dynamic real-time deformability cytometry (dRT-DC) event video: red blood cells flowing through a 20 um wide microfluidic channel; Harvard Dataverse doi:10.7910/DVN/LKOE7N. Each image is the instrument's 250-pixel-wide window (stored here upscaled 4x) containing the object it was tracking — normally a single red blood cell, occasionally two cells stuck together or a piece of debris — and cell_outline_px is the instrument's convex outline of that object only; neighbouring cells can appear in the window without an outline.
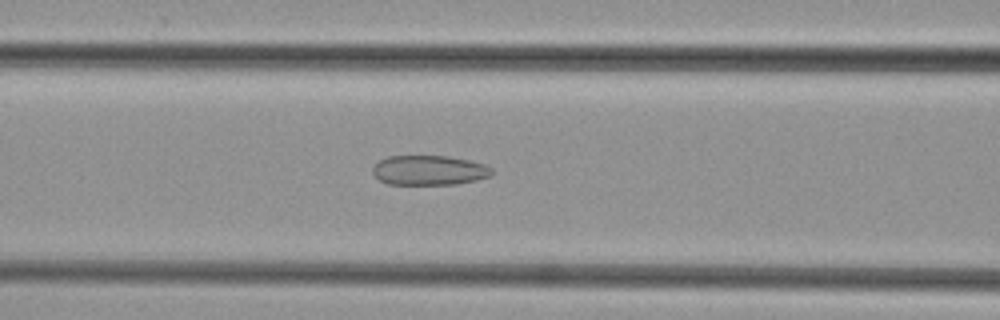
{"species": "common noctule bat (a hibernating species)", "species_latin": "Nyctalus noctula", "temperature_condition": "cold", "stored_images_in_passage": 48, "camera_frame_rate_fps": 3000, "um_per_image_px": 0.085, "animal": {"sex": "female", "body_mass_g": 29.2, "forearm_length_mm": 56.3}, "frame": {"image": 1, "passage_image": 20, "time_ms": 6.333, "image_size_px": [1000, 320], "cell_outline_px": [[492, 176], [476, 180], [456, 184], [388, 184], [380, 180], [372, 172], [372, 168], [380, 160], [388, 156], [448, 156], [468, 160], [484, 164], [492, 168]], "centroid_in_image_um": [36.49, 14.47], "position_along_channel_um": 130.1, "area_um2": 20.58}}
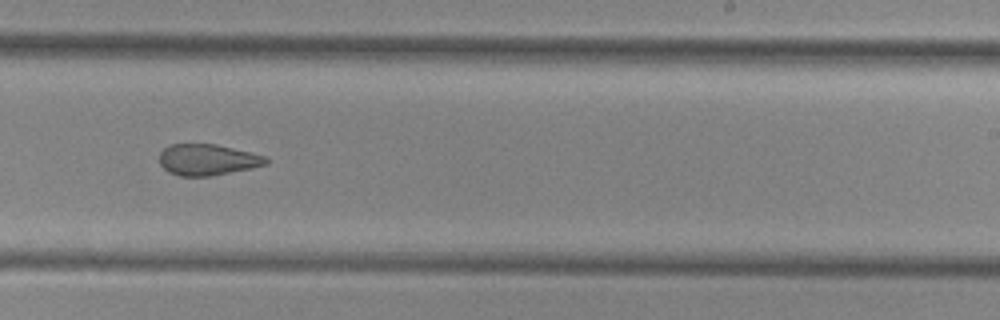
{"frame": {"image": 2, "passage_image": 30, "time_ms": 9.667, "image_size_px": [1000, 320], "cell_outline_px": [[268, 164], [252, 168], [212, 176], [180, 176], [168, 172], [160, 164], [160, 152], [168, 144], [216, 144], [268, 156]], "centroid_in_image_um": [17.66, 13.57], "position_along_channel_um": 271.3, "area_um2": 19.54}}
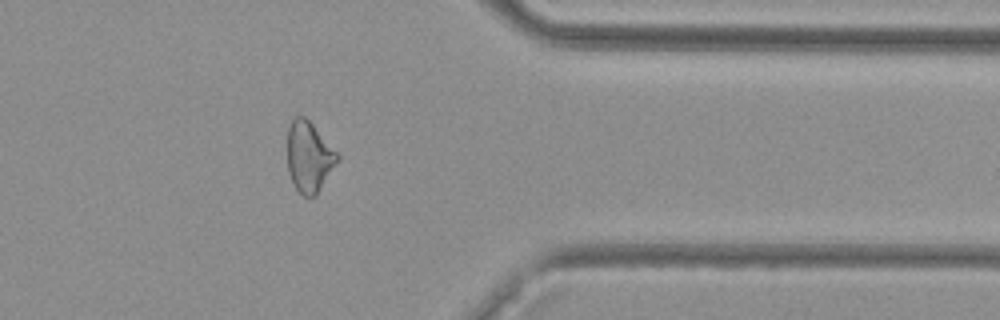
{"frame": {"image": 3, "passage_image": 39, "time_ms": 12.667, "image_size_px": [1000, 320], "cell_outline_px": [[340, 156], [316, 196], [304, 196], [296, 188], [288, 172], [288, 128], [292, 120], [296, 116], [304, 116], [312, 124]], "centroid_in_image_um": [26.25, 13.33], "position_along_channel_um": 385.1, "area_um2": 20.06}}